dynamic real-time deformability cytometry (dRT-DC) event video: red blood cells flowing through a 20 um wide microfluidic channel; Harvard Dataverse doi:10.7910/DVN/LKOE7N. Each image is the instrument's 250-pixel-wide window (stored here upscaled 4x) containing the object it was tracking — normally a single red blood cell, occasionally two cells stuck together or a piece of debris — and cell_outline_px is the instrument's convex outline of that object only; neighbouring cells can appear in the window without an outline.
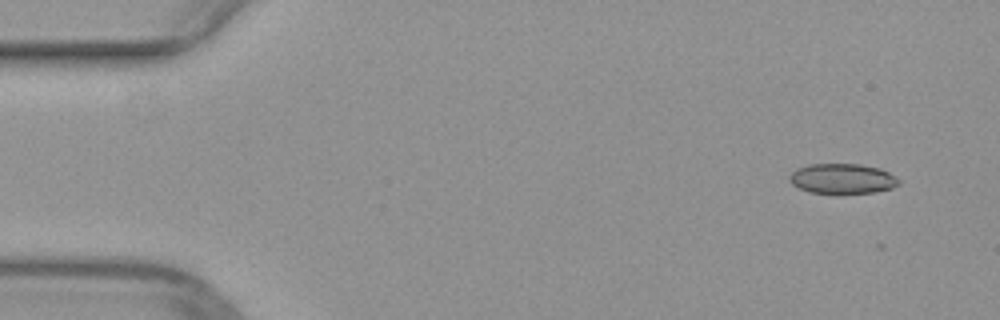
{"species": "common noctule bat (a hibernating species)", "species_latin": "Nyctalus noctula", "temperature_condition": "warm", "stored_images_in_passage": 8, "camera_frame_rate_fps": 3000, "um_per_image_px": 0.085, "animal": {"sex": "female", "body_mass_g": 29.2, "forearm_length_mm": 56.3}, "frame": {"image": 1, "passage_image": 2, "time_ms": 0.333, "image_size_px": [1000, 320], "cell_outline_px": [[900, 184], [892, 188], [872, 192], [840, 196], [836, 196], [808, 192], [796, 188], [788, 180], [788, 176], [796, 168], [808, 164], [860, 164], [880, 168], [896, 176], [900, 180]], "centroid_in_image_um": [71.56, 15.23], "position_along_channel_um": 13.4, "area_um2": 20.11}}